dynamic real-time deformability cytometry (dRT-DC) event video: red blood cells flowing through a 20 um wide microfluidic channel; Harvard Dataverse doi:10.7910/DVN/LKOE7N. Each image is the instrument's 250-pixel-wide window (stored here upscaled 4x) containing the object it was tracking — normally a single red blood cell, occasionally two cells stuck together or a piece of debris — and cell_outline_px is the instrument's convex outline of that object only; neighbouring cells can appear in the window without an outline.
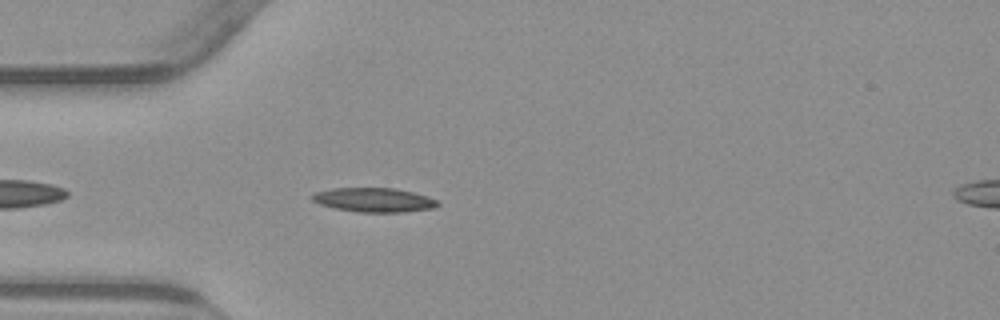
{"species": "common noctule bat (a hibernating species)", "species_latin": "Nyctalus noctula", "temperature_condition": "warm", "stored_images_in_passage": 36, "camera_frame_rate_fps": 3000, "um_per_image_px": 0.085, "animal": {"sex": "male", "body_mass_g": 23.1, "forearm_length_mm": 52.7}, "frame": {"image": 1, "passage_image": 4, "time_ms": 1.0, "image_size_px": [1000, 320], "cell_outline_px": [[440, 204], [432, 208], [404, 212], [360, 212], [336, 208], [320, 204], [312, 200], [312, 192], [332, 188], [396, 188], [428, 196], [436, 200]], "centroid_in_image_um": [31.77, 16.98], "position_along_channel_um": 53.2, "area_um2": 17.63}}
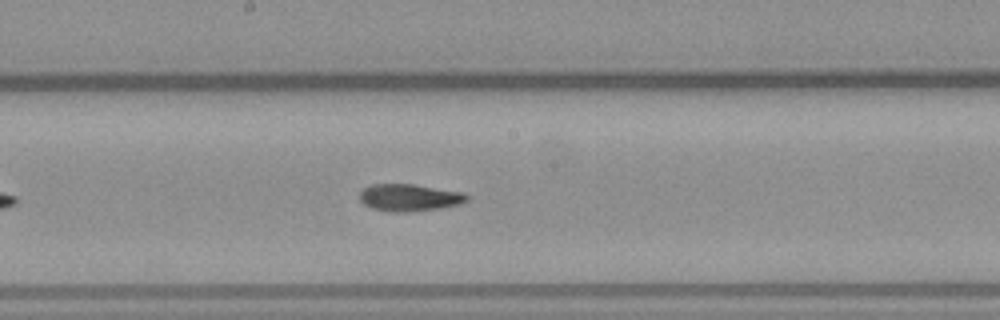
{"frame": {"image": 2, "passage_image": 17, "time_ms": 5.333, "image_size_px": [1000, 320], "cell_outline_px": [[468, 200], [460, 204], [440, 208], [412, 212], [392, 212], [372, 208], [364, 204], [360, 200], [360, 192], [364, 188], [372, 184], [412, 184], [464, 192], [468, 196]], "centroid_in_image_um": [34.81, 16.8], "position_along_channel_um": 213.4, "area_um2": 16.99}}
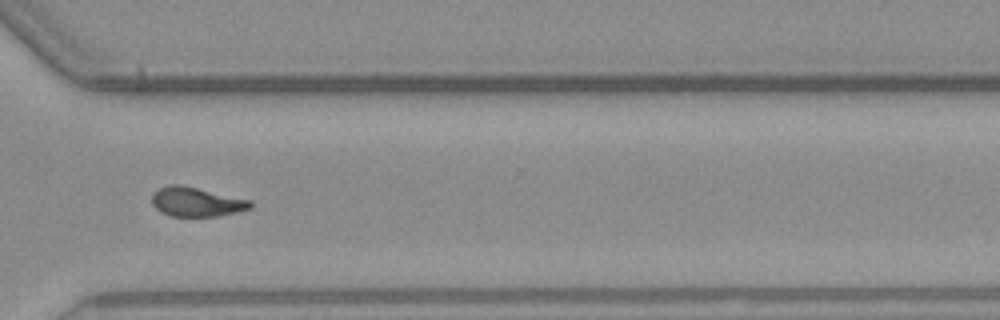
{"frame": {"image": 3, "passage_image": 28, "time_ms": 9.0, "image_size_px": [1000, 320], "cell_outline_px": [[252, 208], [236, 212], [216, 216], [172, 216], [160, 212], [152, 204], [152, 196], [160, 188], [168, 184], [180, 184], [252, 200]], "centroid_in_image_um": [16.71, 17.15], "position_along_channel_um": 353.9, "area_um2": 16.76}, "authors_computed_cell_mechanics": {"area_um2": 17.051, "velocity_mm_per_s": 3.8405, "shape_relaxation_time_tau1_ms": null, "shape_relaxation_time_tau2_ms": 9.982, "deformation_change_tau1": null, "deformation_change_tau2": 0.1656}}